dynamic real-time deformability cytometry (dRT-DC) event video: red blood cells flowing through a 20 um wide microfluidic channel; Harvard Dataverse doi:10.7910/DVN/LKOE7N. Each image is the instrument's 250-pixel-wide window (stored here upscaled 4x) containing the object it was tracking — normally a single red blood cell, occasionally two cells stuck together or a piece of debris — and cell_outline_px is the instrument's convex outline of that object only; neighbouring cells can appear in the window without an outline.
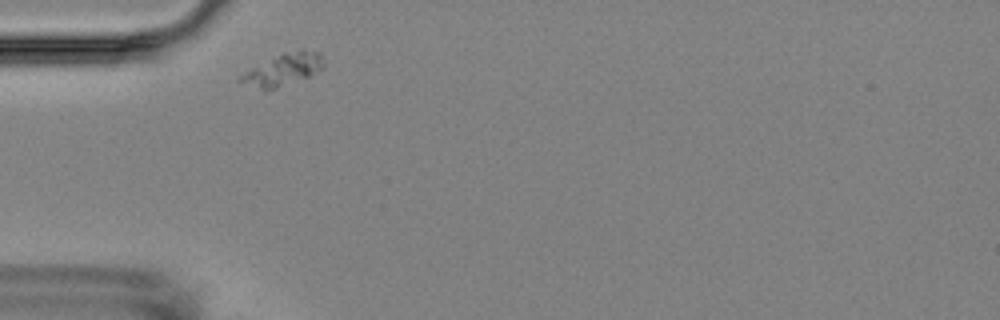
{"species": "Egyptian fruit bat (a non-hibernating species)", "species_latin": "Rousettus aegyptiacus", "temperature_condition": "room temperature", "stored_images_in_passage": 5, "camera_frame_rate_fps": 3000, "um_per_image_px": 0.085, "animal": {"sex": "female"}, "frame": {"image": 1, "passage_image": 1, "time_ms": 0.0, "image_size_px": [1000, 320], "cell_outline_px": [[324, 68], [308, 76], [276, 88], [264, 92], [236, 80], [244, 72], [284, 52], [300, 48], [320, 52], [324, 56]], "centroid_in_image_um": [24.09, 5.91], "position_along_channel_um": 60.9, "area_um2": 15.61}}
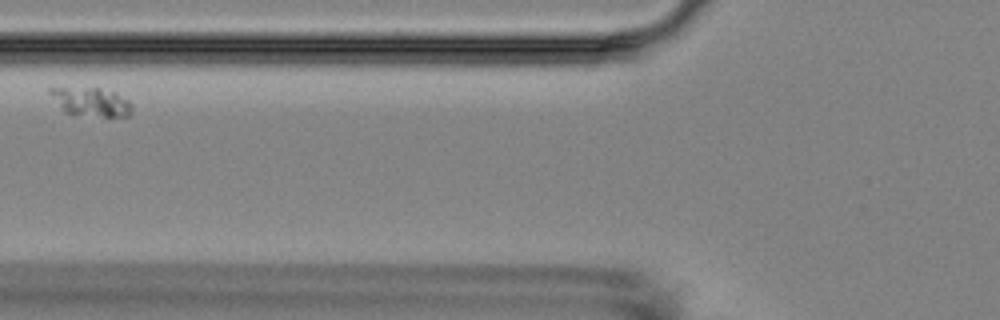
{"frame": {"image": 2, "passage_image": 3, "time_ms": 2.0, "image_size_px": [1000, 320], "cell_outline_px": [[132, 112], [128, 116], [104, 116], [64, 112], [48, 92], [48, 88], [100, 88], [116, 92], [128, 100], [132, 104]], "centroid_in_image_um": [7.77, 8.64], "position_along_channel_um": 118.0, "area_um2": 13.41}}
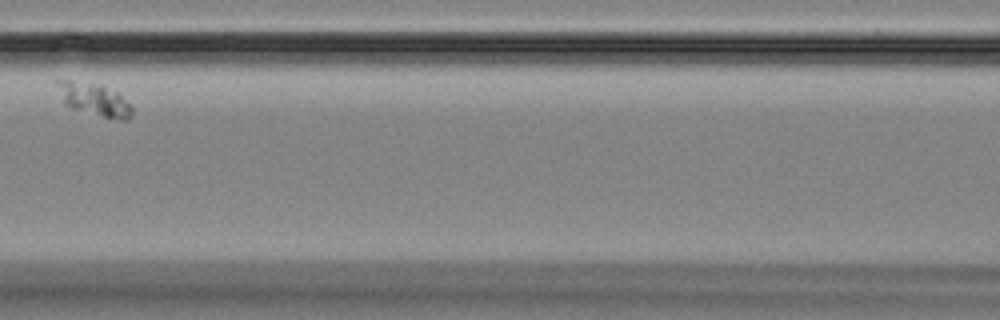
{"frame": {"image": 3, "passage_image": 4, "time_ms": 3.333, "image_size_px": [1000, 320], "cell_outline_px": [[132, 112], [128, 120], [120, 120], [72, 108], [64, 104], [52, 80], [56, 76], [100, 84], [116, 92], [132, 108]], "centroid_in_image_um": [7.84, 8.36], "position_along_channel_um": 158.8, "area_um2": 14.51}}